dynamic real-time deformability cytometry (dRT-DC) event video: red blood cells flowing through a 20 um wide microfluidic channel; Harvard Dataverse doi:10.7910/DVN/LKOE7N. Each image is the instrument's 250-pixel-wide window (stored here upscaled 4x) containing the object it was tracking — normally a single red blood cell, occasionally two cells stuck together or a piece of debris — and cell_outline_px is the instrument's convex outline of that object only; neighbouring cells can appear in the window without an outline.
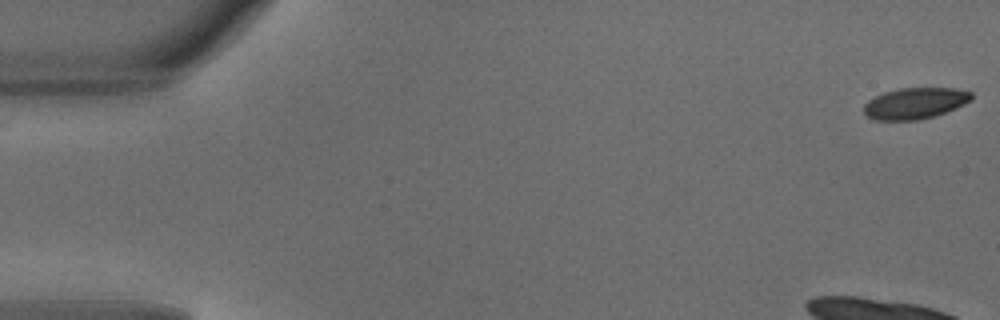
{"species": "common noctule bat (a hibernating species)", "species_latin": "Nyctalus noctula", "temperature_condition": "warm", "stored_images_in_passage": 14, "camera_frame_rate_fps": 3000, "um_per_image_px": 0.085, "animal": {"sex": "male", "body_mass_g": 18.8}, "frame": {"image": 1, "passage_image": 1, "time_ms": 0.0, "image_size_px": [1000, 320], "cell_outline_px": [[972, 100], [956, 108], [932, 116], [916, 120], [872, 120], [864, 112], [864, 104], [868, 100], [884, 92], [900, 88], [956, 88], [972, 92]], "centroid_in_image_um": [77.77, 8.77], "position_along_channel_um": 7.2, "area_um2": 19.48}}